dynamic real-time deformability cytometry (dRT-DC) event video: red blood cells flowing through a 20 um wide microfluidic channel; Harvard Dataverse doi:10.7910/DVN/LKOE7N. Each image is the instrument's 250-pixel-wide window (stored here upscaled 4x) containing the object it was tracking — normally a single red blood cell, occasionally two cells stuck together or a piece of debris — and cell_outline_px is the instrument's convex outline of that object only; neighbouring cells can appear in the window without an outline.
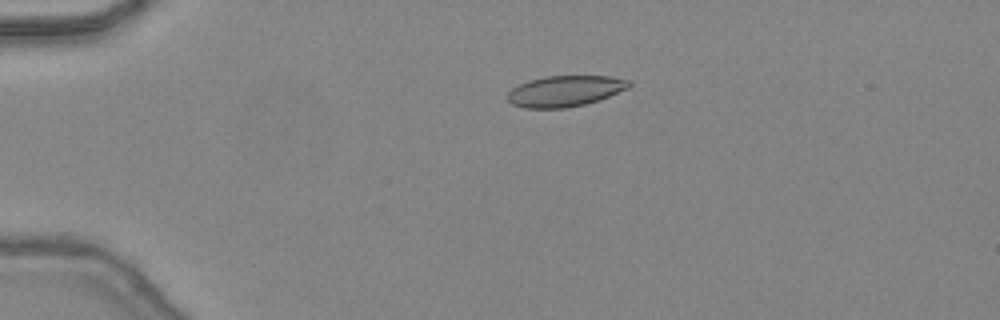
{"species": "common noctule bat (a hibernating species)", "species_latin": "Nyctalus noctula", "temperature_condition": "warm", "stored_images_in_passage": 37, "camera_frame_rate_fps": 3000, "um_per_image_px": 0.085, "animal": {"sex": "female", "body_mass_g": 24.6, "forearm_length_mm": 56.2}, "frame": {"image": 1, "passage_image": 1, "time_ms": 0.0, "image_size_px": [1000, 320], "cell_outline_px": [[632, 84], [628, 88], [608, 96], [584, 104], [564, 108], [524, 108], [512, 104], [508, 100], [508, 92], [512, 88], [528, 80], [544, 76], [612, 76], [628, 80]], "centroid_in_image_um": [48.0, 7.73], "position_along_channel_um": 37.0, "area_um2": 21.73}}
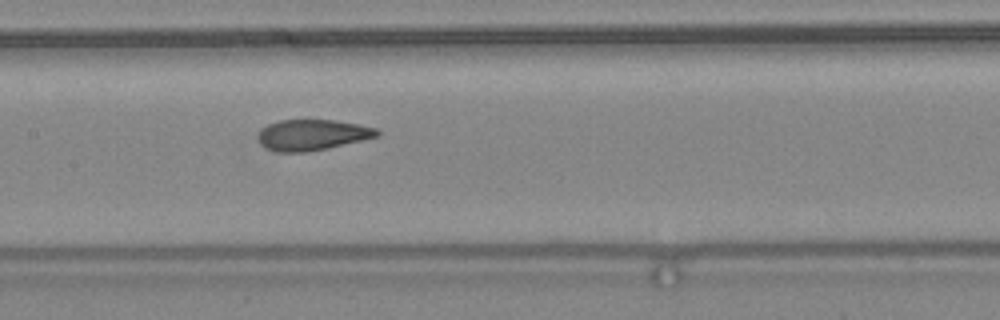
{"frame": {"image": 2, "passage_image": 14, "time_ms": 4.333, "image_size_px": [1000, 320], "cell_outline_px": [[380, 136], [328, 148], [308, 152], [276, 152], [264, 148], [260, 144], [260, 128], [268, 124], [280, 120], [332, 120], [356, 124], [376, 128], [380, 132]], "centroid_in_image_um": [26.53, 11.47], "position_along_channel_um": 180.9, "area_um2": 21.33}}
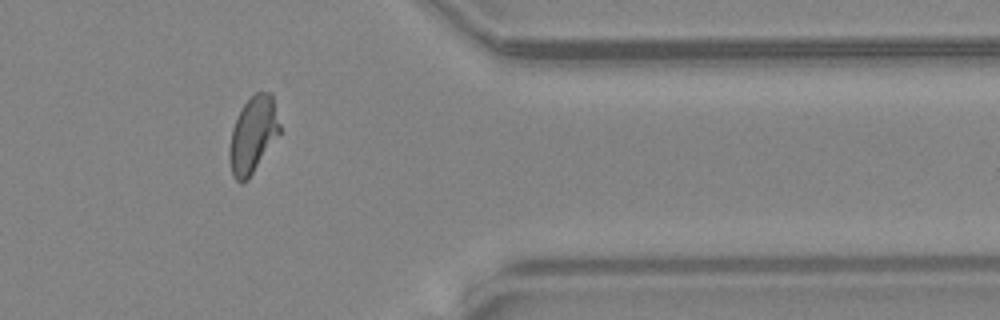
{"frame": {"image": 3, "passage_image": 29, "time_ms": 9.333, "image_size_px": [1000, 320], "cell_outline_px": [[280, 132], [248, 180], [240, 184], [232, 176], [228, 160], [228, 148], [232, 128], [244, 104], [256, 92], [272, 92], [280, 124]], "centroid_in_image_um": [21.48, 11.49], "position_along_channel_um": 389.9, "area_um2": 22.43}, "authors_computed_cell_mechanics": {"area_um2": 22.1952, "velocity_mm_per_s": 4.4705, "shape_relaxation_time_tau1_ms": null, "shape_relaxation_time_tau2_ms": 0.6758, "deformation_change_tau1": null, "deformation_change_tau2": 0.0563}}